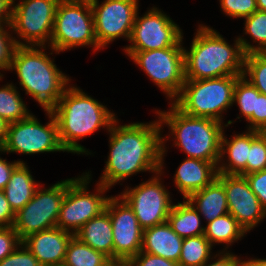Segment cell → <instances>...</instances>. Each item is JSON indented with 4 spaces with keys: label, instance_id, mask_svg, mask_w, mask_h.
Listing matches in <instances>:
<instances>
[{
    "label": "cell",
    "instance_id": "obj_18",
    "mask_svg": "<svg viewBox=\"0 0 266 266\" xmlns=\"http://www.w3.org/2000/svg\"><path fill=\"white\" fill-rule=\"evenodd\" d=\"M74 235L58 227L33 233L22 240L41 266H62Z\"/></svg>",
    "mask_w": 266,
    "mask_h": 266
},
{
    "label": "cell",
    "instance_id": "obj_40",
    "mask_svg": "<svg viewBox=\"0 0 266 266\" xmlns=\"http://www.w3.org/2000/svg\"><path fill=\"white\" fill-rule=\"evenodd\" d=\"M244 176L250 189L258 197L261 205L266 209V169Z\"/></svg>",
    "mask_w": 266,
    "mask_h": 266
},
{
    "label": "cell",
    "instance_id": "obj_12",
    "mask_svg": "<svg viewBox=\"0 0 266 266\" xmlns=\"http://www.w3.org/2000/svg\"><path fill=\"white\" fill-rule=\"evenodd\" d=\"M59 1L22 0L17 4L12 1L10 30L25 41L20 45L45 46L47 42L50 45Z\"/></svg>",
    "mask_w": 266,
    "mask_h": 266
},
{
    "label": "cell",
    "instance_id": "obj_33",
    "mask_svg": "<svg viewBox=\"0 0 266 266\" xmlns=\"http://www.w3.org/2000/svg\"><path fill=\"white\" fill-rule=\"evenodd\" d=\"M260 92L252 85L247 77L241 75L234 87L233 103H237L241 116L247 120L255 111L256 97Z\"/></svg>",
    "mask_w": 266,
    "mask_h": 266
},
{
    "label": "cell",
    "instance_id": "obj_34",
    "mask_svg": "<svg viewBox=\"0 0 266 266\" xmlns=\"http://www.w3.org/2000/svg\"><path fill=\"white\" fill-rule=\"evenodd\" d=\"M4 26L11 28L10 25H0V70H9L14 49L20 45V40L12 37ZM0 77H3L1 72Z\"/></svg>",
    "mask_w": 266,
    "mask_h": 266
},
{
    "label": "cell",
    "instance_id": "obj_9",
    "mask_svg": "<svg viewBox=\"0 0 266 266\" xmlns=\"http://www.w3.org/2000/svg\"><path fill=\"white\" fill-rule=\"evenodd\" d=\"M162 91L173 101L185 83L184 48L172 46L150 51H125Z\"/></svg>",
    "mask_w": 266,
    "mask_h": 266
},
{
    "label": "cell",
    "instance_id": "obj_28",
    "mask_svg": "<svg viewBox=\"0 0 266 266\" xmlns=\"http://www.w3.org/2000/svg\"><path fill=\"white\" fill-rule=\"evenodd\" d=\"M213 246L204 235L186 237L181 247L179 266H202L211 258Z\"/></svg>",
    "mask_w": 266,
    "mask_h": 266
},
{
    "label": "cell",
    "instance_id": "obj_29",
    "mask_svg": "<svg viewBox=\"0 0 266 266\" xmlns=\"http://www.w3.org/2000/svg\"><path fill=\"white\" fill-rule=\"evenodd\" d=\"M245 33L249 34L257 46L250 44L246 39L239 37L238 40L245 54L266 52V12L256 10L252 15L245 18Z\"/></svg>",
    "mask_w": 266,
    "mask_h": 266
},
{
    "label": "cell",
    "instance_id": "obj_30",
    "mask_svg": "<svg viewBox=\"0 0 266 266\" xmlns=\"http://www.w3.org/2000/svg\"><path fill=\"white\" fill-rule=\"evenodd\" d=\"M16 86L12 83L0 88V118L7 123L17 122L28 118L29 113L27 106L22 101Z\"/></svg>",
    "mask_w": 266,
    "mask_h": 266
},
{
    "label": "cell",
    "instance_id": "obj_45",
    "mask_svg": "<svg viewBox=\"0 0 266 266\" xmlns=\"http://www.w3.org/2000/svg\"><path fill=\"white\" fill-rule=\"evenodd\" d=\"M8 124L4 119L0 118V149L4 145L6 135H7V128Z\"/></svg>",
    "mask_w": 266,
    "mask_h": 266
},
{
    "label": "cell",
    "instance_id": "obj_10",
    "mask_svg": "<svg viewBox=\"0 0 266 266\" xmlns=\"http://www.w3.org/2000/svg\"><path fill=\"white\" fill-rule=\"evenodd\" d=\"M161 137L160 171L149 181L142 182L134 188H128L121 193V197L133 209L139 225L143 230L167 221L173 203L167 189L160 182L163 169V158L166 151L164 140Z\"/></svg>",
    "mask_w": 266,
    "mask_h": 266
},
{
    "label": "cell",
    "instance_id": "obj_37",
    "mask_svg": "<svg viewBox=\"0 0 266 266\" xmlns=\"http://www.w3.org/2000/svg\"><path fill=\"white\" fill-rule=\"evenodd\" d=\"M246 121L250 123L249 130L259 132L266 130V95L260 93L256 97L255 111Z\"/></svg>",
    "mask_w": 266,
    "mask_h": 266
},
{
    "label": "cell",
    "instance_id": "obj_41",
    "mask_svg": "<svg viewBox=\"0 0 266 266\" xmlns=\"http://www.w3.org/2000/svg\"><path fill=\"white\" fill-rule=\"evenodd\" d=\"M15 212L11 208L4 190H0V228L13 226Z\"/></svg>",
    "mask_w": 266,
    "mask_h": 266
},
{
    "label": "cell",
    "instance_id": "obj_16",
    "mask_svg": "<svg viewBox=\"0 0 266 266\" xmlns=\"http://www.w3.org/2000/svg\"><path fill=\"white\" fill-rule=\"evenodd\" d=\"M105 210L113 231V260L127 263L142 247L143 229L129 204L120 196L110 197Z\"/></svg>",
    "mask_w": 266,
    "mask_h": 266
},
{
    "label": "cell",
    "instance_id": "obj_21",
    "mask_svg": "<svg viewBox=\"0 0 266 266\" xmlns=\"http://www.w3.org/2000/svg\"><path fill=\"white\" fill-rule=\"evenodd\" d=\"M74 236L82 243L89 245L94 250L113 260L112 222L106 210L85 223Z\"/></svg>",
    "mask_w": 266,
    "mask_h": 266
},
{
    "label": "cell",
    "instance_id": "obj_31",
    "mask_svg": "<svg viewBox=\"0 0 266 266\" xmlns=\"http://www.w3.org/2000/svg\"><path fill=\"white\" fill-rule=\"evenodd\" d=\"M266 169V134L250 130L249 159L239 175H248Z\"/></svg>",
    "mask_w": 266,
    "mask_h": 266
},
{
    "label": "cell",
    "instance_id": "obj_39",
    "mask_svg": "<svg viewBox=\"0 0 266 266\" xmlns=\"http://www.w3.org/2000/svg\"><path fill=\"white\" fill-rule=\"evenodd\" d=\"M127 266H179L177 262L165 259L160 256L152 255L147 252L140 251L136 256L132 257Z\"/></svg>",
    "mask_w": 266,
    "mask_h": 266
},
{
    "label": "cell",
    "instance_id": "obj_42",
    "mask_svg": "<svg viewBox=\"0 0 266 266\" xmlns=\"http://www.w3.org/2000/svg\"><path fill=\"white\" fill-rule=\"evenodd\" d=\"M225 252L222 250L219 252L220 254L218 253L214 256V259L219 256L217 260L213 261L211 264L208 263V260L202 266H241L244 262L233 253H229V251Z\"/></svg>",
    "mask_w": 266,
    "mask_h": 266
},
{
    "label": "cell",
    "instance_id": "obj_25",
    "mask_svg": "<svg viewBox=\"0 0 266 266\" xmlns=\"http://www.w3.org/2000/svg\"><path fill=\"white\" fill-rule=\"evenodd\" d=\"M173 204L167 222L172 230L180 237H195L204 235L205 227L201 226L198 211L187 200Z\"/></svg>",
    "mask_w": 266,
    "mask_h": 266
},
{
    "label": "cell",
    "instance_id": "obj_2",
    "mask_svg": "<svg viewBox=\"0 0 266 266\" xmlns=\"http://www.w3.org/2000/svg\"><path fill=\"white\" fill-rule=\"evenodd\" d=\"M58 124L59 139L67 152L90 154L78 144L87 135L99 128L108 130L117 119L115 113L106 106L84 93L76 86H67L58 103L51 109Z\"/></svg>",
    "mask_w": 266,
    "mask_h": 266
},
{
    "label": "cell",
    "instance_id": "obj_48",
    "mask_svg": "<svg viewBox=\"0 0 266 266\" xmlns=\"http://www.w3.org/2000/svg\"><path fill=\"white\" fill-rule=\"evenodd\" d=\"M105 266H127L125 262L118 261V260H111L107 265Z\"/></svg>",
    "mask_w": 266,
    "mask_h": 266
},
{
    "label": "cell",
    "instance_id": "obj_47",
    "mask_svg": "<svg viewBox=\"0 0 266 266\" xmlns=\"http://www.w3.org/2000/svg\"><path fill=\"white\" fill-rule=\"evenodd\" d=\"M256 4L258 10L266 12V0H256Z\"/></svg>",
    "mask_w": 266,
    "mask_h": 266
},
{
    "label": "cell",
    "instance_id": "obj_26",
    "mask_svg": "<svg viewBox=\"0 0 266 266\" xmlns=\"http://www.w3.org/2000/svg\"><path fill=\"white\" fill-rule=\"evenodd\" d=\"M245 233V230L230 213L208 222L204 230V236L212 246L215 243H225L227 245L225 250L229 245L244 237Z\"/></svg>",
    "mask_w": 266,
    "mask_h": 266
},
{
    "label": "cell",
    "instance_id": "obj_43",
    "mask_svg": "<svg viewBox=\"0 0 266 266\" xmlns=\"http://www.w3.org/2000/svg\"><path fill=\"white\" fill-rule=\"evenodd\" d=\"M0 152H1V149H0ZM19 163H24V162L18 160V161L8 163L6 159H3L0 157V190H4V188L7 186L11 173L13 172L14 168Z\"/></svg>",
    "mask_w": 266,
    "mask_h": 266
},
{
    "label": "cell",
    "instance_id": "obj_1",
    "mask_svg": "<svg viewBox=\"0 0 266 266\" xmlns=\"http://www.w3.org/2000/svg\"><path fill=\"white\" fill-rule=\"evenodd\" d=\"M110 132V153L98 183L110 188L138 172L160 171L161 126L158 121L120 125Z\"/></svg>",
    "mask_w": 266,
    "mask_h": 266
},
{
    "label": "cell",
    "instance_id": "obj_22",
    "mask_svg": "<svg viewBox=\"0 0 266 266\" xmlns=\"http://www.w3.org/2000/svg\"><path fill=\"white\" fill-rule=\"evenodd\" d=\"M187 200L199 215L207 220V223L228 213L226 192L223 184L217 178L205 188L192 193Z\"/></svg>",
    "mask_w": 266,
    "mask_h": 266
},
{
    "label": "cell",
    "instance_id": "obj_13",
    "mask_svg": "<svg viewBox=\"0 0 266 266\" xmlns=\"http://www.w3.org/2000/svg\"><path fill=\"white\" fill-rule=\"evenodd\" d=\"M66 193V180L51 187H38L33 198L15 213L13 229L22 241L27 236L56 227Z\"/></svg>",
    "mask_w": 266,
    "mask_h": 266
},
{
    "label": "cell",
    "instance_id": "obj_8",
    "mask_svg": "<svg viewBox=\"0 0 266 266\" xmlns=\"http://www.w3.org/2000/svg\"><path fill=\"white\" fill-rule=\"evenodd\" d=\"M90 177L88 172L78 178L66 179V193L56 227L75 235L85 223L105 211L110 197H105L104 193L110 188L97 183V193L88 192Z\"/></svg>",
    "mask_w": 266,
    "mask_h": 266
},
{
    "label": "cell",
    "instance_id": "obj_5",
    "mask_svg": "<svg viewBox=\"0 0 266 266\" xmlns=\"http://www.w3.org/2000/svg\"><path fill=\"white\" fill-rule=\"evenodd\" d=\"M170 111H158L159 123L166 124L178 146L189 158L212 162L216 167L220 162L223 123L207 117H193L180 111L171 100Z\"/></svg>",
    "mask_w": 266,
    "mask_h": 266
},
{
    "label": "cell",
    "instance_id": "obj_27",
    "mask_svg": "<svg viewBox=\"0 0 266 266\" xmlns=\"http://www.w3.org/2000/svg\"><path fill=\"white\" fill-rule=\"evenodd\" d=\"M111 260L73 236L68 243L63 266H105Z\"/></svg>",
    "mask_w": 266,
    "mask_h": 266
},
{
    "label": "cell",
    "instance_id": "obj_15",
    "mask_svg": "<svg viewBox=\"0 0 266 266\" xmlns=\"http://www.w3.org/2000/svg\"><path fill=\"white\" fill-rule=\"evenodd\" d=\"M139 0H90L96 41L101 48L116 38L130 40Z\"/></svg>",
    "mask_w": 266,
    "mask_h": 266
},
{
    "label": "cell",
    "instance_id": "obj_49",
    "mask_svg": "<svg viewBox=\"0 0 266 266\" xmlns=\"http://www.w3.org/2000/svg\"><path fill=\"white\" fill-rule=\"evenodd\" d=\"M241 266H249L245 261L241 264Z\"/></svg>",
    "mask_w": 266,
    "mask_h": 266
},
{
    "label": "cell",
    "instance_id": "obj_4",
    "mask_svg": "<svg viewBox=\"0 0 266 266\" xmlns=\"http://www.w3.org/2000/svg\"><path fill=\"white\" fill-rule=\"evenodd\" d=\"M43 48L46 45L16 46L9 70H16L21 88L46 111L58 103L71 80L57 68Z\"/></svg>",
    "mask_w": 266,
    "mask_h": 266
},
{
    "label": "cell",
    "instance_id": "obj_17",
    "mask_svg": "<svg viewBox=\"0 0 266 266\" xmlns=\"http://www.w3.org/2000/svg\"><path fill=\"white\" fill-rule=\"evenodd\" d=\"M216 178L224 186L228 213L237 220L246 233L266 218V209L250 189L245 176L218 173Z\"/></svg>",
    "mask_w": 266,
    "mask_h": 266
},
{
    "label": "cell",
    "instance_id": "obj_19",
    "mask_svg": "<svg viewBox=\"0 0 266 266\" xmlns=\"http://www.w3.org/2000/svg\"><path fill=\"white\" fill-rule=\"evenodd\" d=\"M217 174V167L212 162L186 157L177 168L174 182L184 199H187L192 193L208 186Z\"/></svg>",
    "mask_w": 266,
    "mask_h": 266
},
{
    "label": "cell",
    "instance_id": "obj_46",
    "mask_svg": "<svg viewBox=\"0 0 266 266\" xmlns=\"http://www.w3.org/2000/svg\"><path fill=\"white\" fill-rule=\"evenodd\" d=\"M249 266H266V259H248L244 260Z\"/></svg>",
    "mask_w": 266,
    "mask_h": 266
},
{
    "label": "cell",
    "instance_id": "obj_35",
    "mask_svg": "<svg viewBox=\"0 0 266 266\" xmlns=\"http://www.w3.org/2000/svg\"><path fill=\"white\" fill-rule=\"evenodd\" d=\"M222 11L230 17L246 18L257 8L256 0H219Z\"/></svg>",
    "mask_w": 266,
    "mask_h": 266
},
{
    "label": "cell",
    "instance_id": "obj_6",
    "mask_svg": "<svg viewBox=\"0 0 266 266\" xmlns=\"http://www.w3.org/2000/svg\"><path fill=\"white\" fill-rule=\"evenodd\" d=\"M240 76L185 80L173 104L186 115L222 122V112L233 105L234 87Z\"/></svg>",
    "mask_w": 266,
    "mask_h": 266
},
{
    "label": "cell",
    "instance_id": "obj_20",
    "mask_svg": "<svg viewBox=\"0 0 266 266\" xmlns=\"http://www.w3.org/2000/svg\"><path fill=\"white\" fill-rule=\"evenodd\" d=\"M183 240L166 221L143 230L141 251L178 263Z\"/></svg>",
    "mask_w": 266,
    "mask_h": 266
},
{
    "label": "cell",
    "instance_id": "obj_44",
    "mask_svg": "<svg viewBox=\"0 0 266 266\" xmlns=\"http://www.w3.org/2000/svg\"><path fill=\"white\" fill-rule=\"evenodd\" d=\"M13 0H0V25H10Z\"/></svg>",
    "mask_w": 266,
    "mask_h": 266
},
{
    "label": "cell",
    "instance_id": "obj_23",
    "mask_svg": "<svg viewBox=\"0 0 266 266\" xmlns=\"http://www.w3.org/2000/svg\"><path fill=\"white\" fill-rule=\"evenodd\" d=\"M250 148V130L244 134L234 135L231 140H228L224 131L221 138L220 162L217 166V172L222 174H240L247 164L249 159ZM228 154V163L221 162L225 154ZM224 154V155H223ZM220 163H222L220 165Z\"/></svg>",
    "mask_w": 266,
    "mask_h": 266
},
{
    "label": "cell",
    "instance_id": "obj_36",
    "mask_svg": "<svg viewBox=\"0 0 266 266\" xmlns=\"http://www.w3.org/2000/svg\"><path fill=\"white\" fill-rule=\"evenodd\" d=\"M0 266H41L36 257L21 242L18 247L1 262Z\"/></svg>",
    "mask_w": 266,
    "mask_h": 266
},
{
    "label": "cell",
    "instance_id": "obj_38",
    "mask_svg": "<svg viewBox=\"0 0 266 266\" xmlns=\"http://www.w3.org/2000/svg\"><path fill=\"white\" fill-rule=\"evenodd\" d=\"M21 242L12 226L0 228V262L10 255Z\"/></svg>",
    "mask_w": 266,
    "mask_h": 266
},
{
    "label": "cell",
    "instance_id": "obj_14",
    "mask_svg": "<svg viewBox=\"0 0 266 266\" xmlns=\"http://www.w3.org/2000/svg\"><path fill=\"white\" fill-rule=\"evenodd\" d=\"M136 13L132 34L124 51H150L182 46L183 34L171 18L156 7L143 15Z\"/></svg>",
    "mask_w": 266,
    "mask_h": 266
},
{
    "label": "cell",
    "instance_id": "obj_24",
    "mask_svg": "<svg viewBox=\"0 0 266 266\" xmlns=\"http://www.w3.org/2000/svg\"><path fill=\"white\" fill-rule=\"evenodd\" d=\"M28 168L26 163H19L4 188L6 198L15 213L33 198L36 189L40 186L34 181Z\"/></svg>",
    "mask_w": 266,
    "mask_h": 266
},
{
    "label": "cell",
    "instance_id": "obj_32",
    "mask_svg": "<svg viewBox=\"0 0 266 266\" xmlns=\"http://www.w3.org/2000/svg\"><path fill=\"white\" fill-rule=\"evenodd\" d=\"M243 76L262 94L266 95V52L245 54Z\"/></svg>",
    "mask_w": 266,
    "mask_h": 266
},
{
    "label": "cell",
    "instance_id": "obj_11",
    "mask_svg": "<svg viewBox=\"0 0 266 266\" xmlns=\"http://www.w3.org/2000/svg\"><path fill=\"white\" fill-rule=\"evenodd\" d=\"M50 121L42 125L31 114L24 120L9 123L1 152L37 154L44 152H65L59 139L58 124L51 110H46Z\"/></svg>",
    "mask_w": 266,
    "mask_h": 266
},
{
    "label": "cell",
    "instance_id": "obj_3",
    "mask_svg": "<svg viewBox=\"0 0 266 266\" xmlns=\"http://www.w3.org/2000/svg\"><path fill=\"white\" fill-rule=\"evenodd\" d=\"M234 47L216 30L199 25L191 48H184L186 80L243 75L245 53L238 38Z\"/></svg>",
    "mask_w": 266,
    "mask_h": 266
},
{
    "label": "cell",
    "instance_id": "obj_7",
    "mask_svg": "<svg viewBox=\"0 0 266 266\" xmlns=\"http://www.w3.org/2000/svg\"><path fill=\"white\" fill-rule=\"evenodd\" d=\"M49 46L57 54L78 46L102 49L96 41L90 0L59 1Z\"/></svg>",
    "mask_w": 266,
    "mask_h": 266
}]
</instances>
